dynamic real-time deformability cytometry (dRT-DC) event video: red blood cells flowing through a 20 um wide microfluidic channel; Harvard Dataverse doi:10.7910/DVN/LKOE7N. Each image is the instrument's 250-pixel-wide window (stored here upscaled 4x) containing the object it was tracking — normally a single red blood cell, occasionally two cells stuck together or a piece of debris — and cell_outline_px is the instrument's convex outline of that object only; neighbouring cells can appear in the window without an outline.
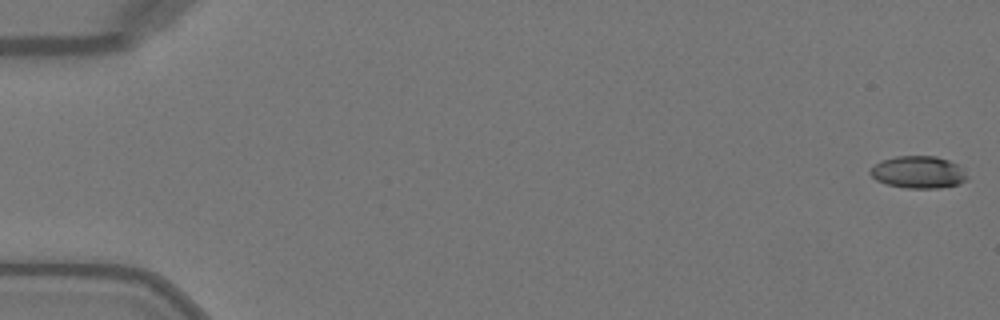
{"species": "Egyptian fruit bat (a non-hibernating species)", "species_latin": "Rousettus aegyptiacus", "temperature_condition": "warm", "stored_images_in_passage": 51, "camera_frame_rate_fps": 3000, "um_per_image_px": 0.085, "animal": {"sex": "female"}, "frame": {"image": 1, "passage_image": 1, "time_ms": 0.0, "image_size_px": [1000, 320], "cell_outline_px": [[968, 180], [960, 184], [936, 188], [908, 188], [888, 184], [876, 180], [868, 172], [880, 160], [896, 156], [936, 156], [948, 160], [956, 164], [968, 176]], "centroid_in_image_um": [78.06, 14.63], "position_along_channel_um": 6.9, "area_um2": 18.09}}
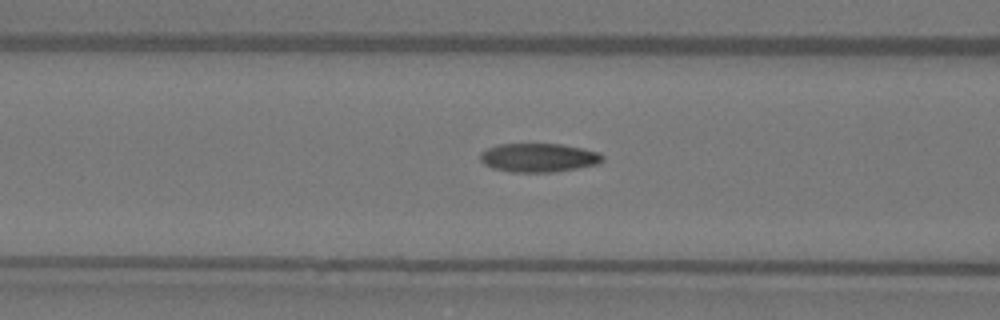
{"frame": {"image": 2, "passage_image": 21, "time_ms": 6.667, "image_size_px": [1000, 320], "cell_outline_px": [[604, 160], [596, 164], [576, 168], [552, 172], [512, 172], [492, 168], [484, 164], [480, 160], [480, 152], [496, 144], [560, 144], [584, 148], [600, 152], [604, 156]], "centroid_in_image_um": [45.78, 13.39], "position_along_channel_um": 120.8, "area_um2": 20.58}}
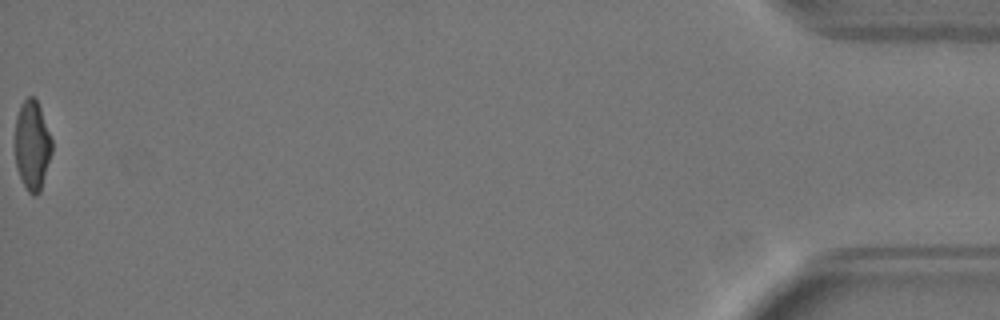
{"frame": {"image": 3, "passage_image": 51, "time_ms": 16.667, "image_size_px": [1000, 320], "cell_outline_px": [[52, 152], [40, 192], [36, 196], [32, 196], [28, 192], [16, 168], [16, 116], [20, 104], [28, 96], [32, 96], [36, 100], [40, 108], [52, 140]], "centroid_in_image_um": [2.74, 12.37], "position_along_channel_um": 432.5, "area_um2": 19.07}, "authors_computed_cell_mechanics": {"area_um2": 20.0566, "velocity_mm_per_s": 4.0926, "shape_relaxation_time_tau1_ms": 7.7541, "shape_relaxation_time_tau2_ms": 1.4918, "deformation_change_tau1": 0.2487, "deformation_change_tau2": 0.0708}}